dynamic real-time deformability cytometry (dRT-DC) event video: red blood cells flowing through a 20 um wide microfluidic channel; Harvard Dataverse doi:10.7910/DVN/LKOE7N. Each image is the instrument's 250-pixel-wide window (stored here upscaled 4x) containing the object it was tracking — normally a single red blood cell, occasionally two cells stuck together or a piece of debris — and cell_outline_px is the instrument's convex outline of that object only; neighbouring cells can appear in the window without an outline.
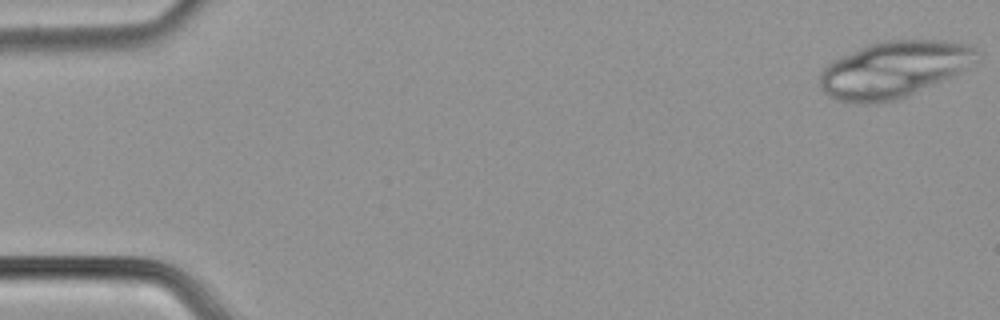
{"species": "common noctule bat (a hibernating species)", "species_latin": "Nyctalus noctula", "temperature_condition": "cold", "stored_images_in_passage": 20, "camera_frame_rate_fps": 3000, "um_per_image_px": 0.085, "animal": {"sex": "male", "body_mass_g": 21.5, "forearm_length_mm": 52.0}, "frame": {"image": 1, "passage_image": 1, "time_ms": 0.0, "image_size_px": [1000, 320], "cell_outline_px": [[976, 52], [964, 68], [900, 100], [880, 104], [852, 104], [840, 100], [824, 92], [820, 88], [820, 72], [832, 60], [868, 44], [884, 40], [944, 40], [972, 44], [976, 48]], "centroid_in_image_um": [75.87, 5.91], "position_along_channel_um": 9.1, "area_um2": 51.1}}